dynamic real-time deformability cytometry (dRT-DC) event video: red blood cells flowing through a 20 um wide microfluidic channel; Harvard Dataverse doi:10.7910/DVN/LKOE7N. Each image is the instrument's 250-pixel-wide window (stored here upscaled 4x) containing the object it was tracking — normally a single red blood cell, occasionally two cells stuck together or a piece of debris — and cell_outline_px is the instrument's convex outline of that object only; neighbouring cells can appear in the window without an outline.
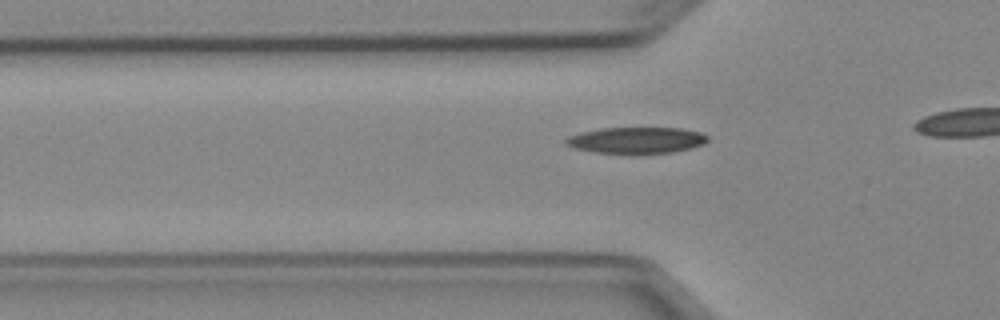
{"species": "Egyptian fruit bat (a non-hibernating species)", "species_latin": "Rousettus aegyptiacus", "temperature_condition": "cold", "stored_images_in_passage": 22, "camera_frame_rate_fps": 3000, "um_per_image_px": 0.085, "animal": {"sex": "female"}, "frame": {"image": 1, "passage_image": 13, "time_ms": 4.0, "image_size_px": [1000, 320], "cell_outline_px": [[708, 140], [704, 144], [692, 148], [672, 152], [636, 156], [632, 156], [592, 152], [572, 148], [564, 144], [564, 140], [568, 136], [580, 132], [600, 128], [680, 128], [700, 132], [708, 136]], "centroid_in_image_um": [54.05, 11.96], "position_along_channel_um": 71.8, "area_um2": 22.72}}